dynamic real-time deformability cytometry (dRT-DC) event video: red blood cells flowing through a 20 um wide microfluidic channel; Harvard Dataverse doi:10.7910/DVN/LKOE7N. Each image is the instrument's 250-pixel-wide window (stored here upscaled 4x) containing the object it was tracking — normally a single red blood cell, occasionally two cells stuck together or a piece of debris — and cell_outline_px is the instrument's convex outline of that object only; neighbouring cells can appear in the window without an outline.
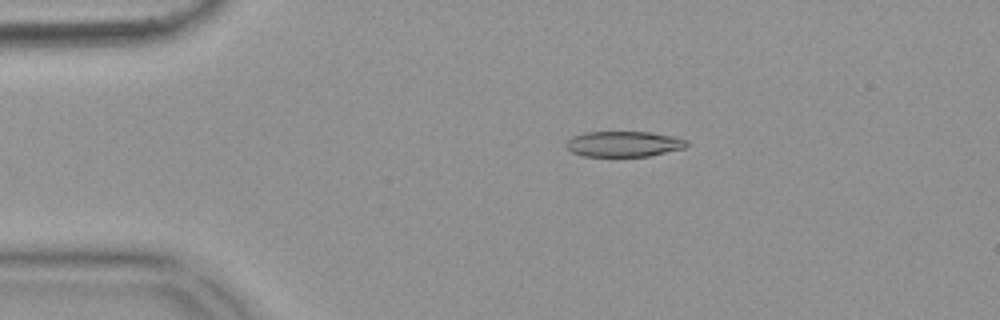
{"species": "common noctule bat (a hibernating species)", "species_latin": "Nyctalus noctula", "temperature_condition": "warm", "stored_images_in_passage": 55, "camera_frame_rate_fps": 3000, "um_per_image_px": 0.085, "animal": {"sex": "female", "body_mass_g": 18.4}, "frame": {"image": 1, "passage_image": 11, "time_ms": 3.333, "image_size_px": [1000, 320], "cell_outline_px": [[688, 144], [684, 148], [648, 156], [584, 156], [572, 152], [564, 148], [564, 144], [572, 136], [584, 132], [648, 132], [672, 136], [688, 140]], "centroid_in_image_um": [52.97, 12.23], "position_along_channel_um": 32.0, "area_um2": 17.98}}
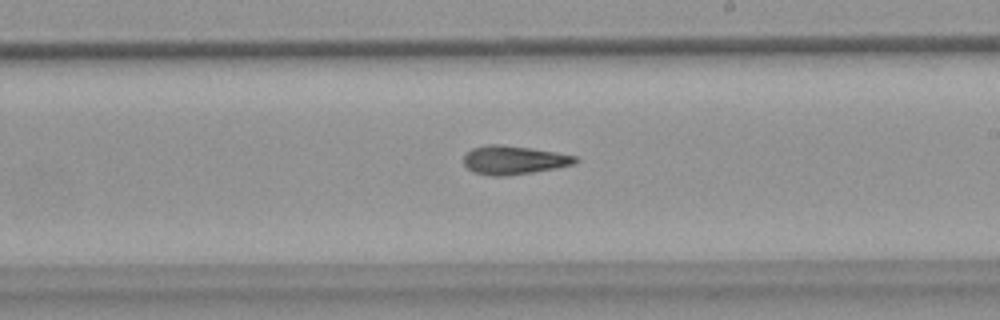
{"frame": {"image": 2, "passage_image": 32, "time_ms": 10.333, "image_size_px": [1000, 320], "cell_outline_px": [[580, 160], [576, 164], [556, 168], [508, 176], [488, 176], [472, 172], [464, 164], [464, 152], [472, 148], [484, 144], [504, 144], [532, 148], [556, 152], [576, 156]], "centroid_in_image_um": [43.65, 13.6], "position_along_channel_um": 245.3, "area_um2": 19.07}}
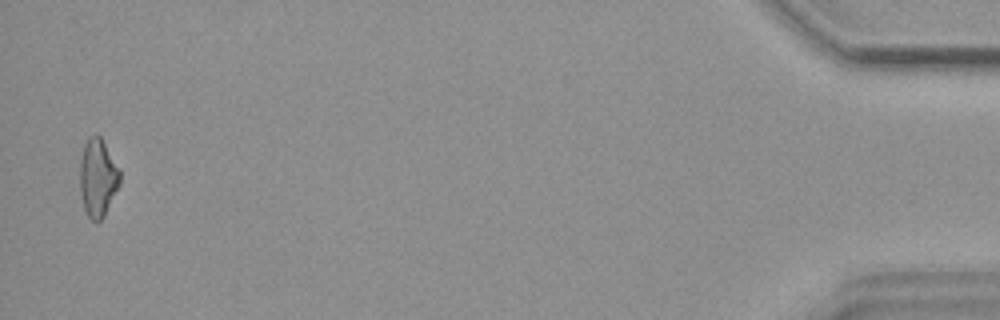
{"frame": {"image": 3, "passage_image": 54, "time_ms": 17.667, "image_size_px": [1000, 320], "cell_outline_px": [[120, 184], [104, 216], [96, 224], [88, 216], [84, 208], [80, 192], [80, 160], [84, 144], [88, 136], [96, 132], [100, 136], [120, 168]], "centroid_in_image_um": [8.31, 15.08], "position_along_channel_um": 426.9, "area_um2": 18.44}, "authors_computed_cell_mechanics": {"area_um2": 18.4382, "velocity_mm_per_s": 3.7062, "shape_relaxation_time_tau1_ms": null, "shape_relaxation_time_tau2_ms": 5.1712, "deformation_change_tau1": null, "deformation_change_tau2": 0.173}}